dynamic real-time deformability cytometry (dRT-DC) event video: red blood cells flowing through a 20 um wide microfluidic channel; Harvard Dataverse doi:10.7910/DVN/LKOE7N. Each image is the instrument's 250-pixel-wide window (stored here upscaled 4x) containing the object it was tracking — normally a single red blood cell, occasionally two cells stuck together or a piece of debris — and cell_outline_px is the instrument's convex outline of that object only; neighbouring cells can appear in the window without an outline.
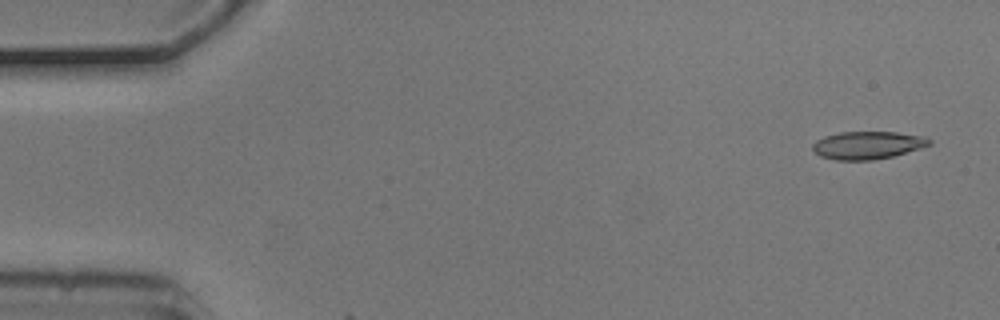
{"species": "common noctule bat (a hibernating species)", "species_latin": "Nyctalus noctula", "temperature_condition": "cold", "stored_images_in_passage": 4, "camera_frame_rate_fps": 3000, "um_per_image_px": 0.085, "animal": {"sex": "male", "body_mass_g": 20.5, "forearm_length_mm": 52.5}, "frame": {"image": 1, "passage_image": 1, "time_ms": 0.0, "image_size_px": [1000, 320], "cell_outline_px": [[932, 144], [920, 148], [892, 156], [872, 160], [836, 160], [820, 156], [812, 148], [812, 144], [816, 140], [824, 136], [840, 132], [896, 132], [924, 136], [932, 140]], "centroid_in_image_um": [73.74, 12.33], "position_along_channel_um": 11.3, "area_um2": 18.84}}
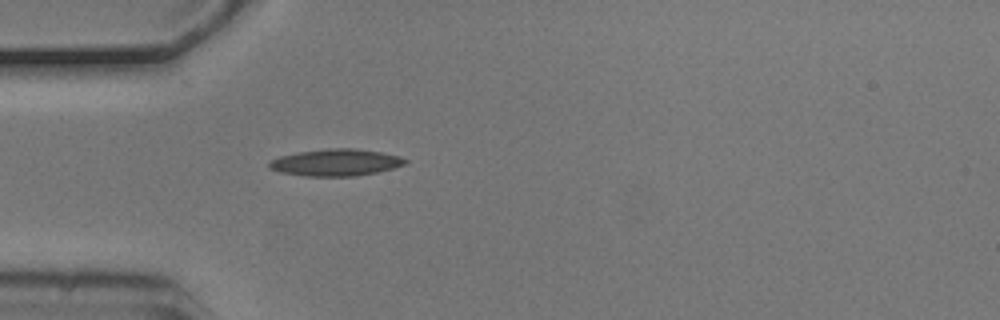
{"frame": {"image": 2, "passage_image": 4, "time_ms": 1.0, "image_size_px": [1000, 320], "cell_outline_px": [[408, 160], [404, 164], [392, 168], [376, 172], [356, 176], [304, 176], [280, 172], [268, 168], [268, 160], [280, 156], [296, 152], [328, 148], [352, 148], [380, 152], [400, 156]], "centroid_in_image_um": [28.48, 13.81], "position_along_channel_um": 56.5, "area_um2": 21.33}}